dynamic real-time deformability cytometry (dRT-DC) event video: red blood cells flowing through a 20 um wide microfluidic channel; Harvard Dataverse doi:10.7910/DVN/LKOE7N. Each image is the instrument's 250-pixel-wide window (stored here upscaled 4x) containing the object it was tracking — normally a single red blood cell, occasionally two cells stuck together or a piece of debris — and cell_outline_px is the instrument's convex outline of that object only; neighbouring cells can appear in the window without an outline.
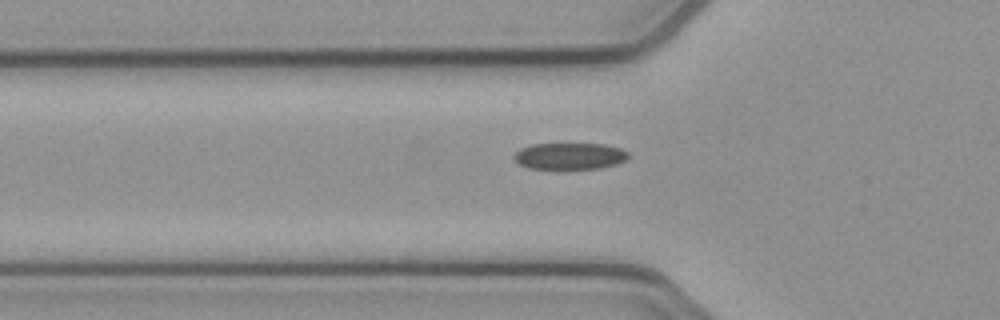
{"species": "common noctule bat (a hibernating species)", "species_latin": "Nyctalus noctula", "temperature_condition": "cold", "stored_images_in_passage": 33, "camera_frame_rate_fps": 3000, "um_per_image_px": 0.085, "animal": {"sex": "female", "body_mass_g": 21.9}, "frame": {"image": 1, "passage_image": 5, "time_ms": 1.333, "image_size_px": [1000, 320], "cell_outline_px": [[628, 156], [624, 160], [616, 164], [600, 168], [564, 172], [556, 172], [528, 168], [520, 164], [512, 156], [520, 148], [532, 144], [604, 144], [620, 148], [628, 152]], "centroid_in_image_um": [48.37, 13.32], "position_along_channel_um": 77.4, "area_um2": 18.61}}
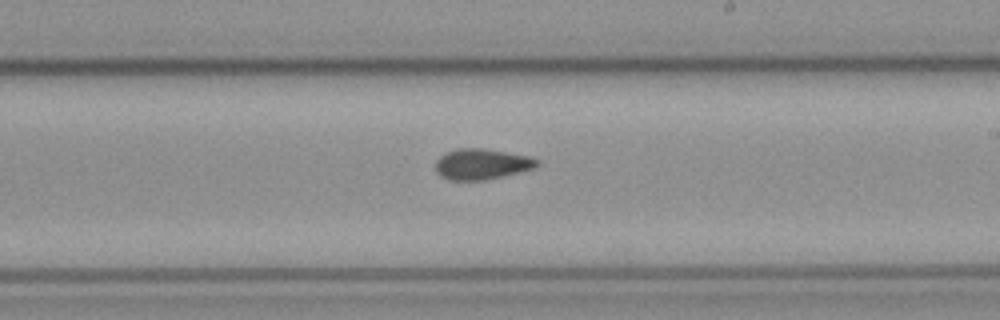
{"frame": {"image": 2, "passage_image": 18, "time_ms": 5.667, "image_size_px": [1000, 320], "cell_outline_px": [[540, 164], [536, 168], [484, 180], [448, 180], [440, 176], [436, 172], [436, 160], [440, 156], [448, 152], [460, 148], [484, 148], [528, 156], [540, 160]], "centroid_in_image_um": [40.96, 13.95], "position_along_channel_um": 248.0, "area_um2": 18.15}}
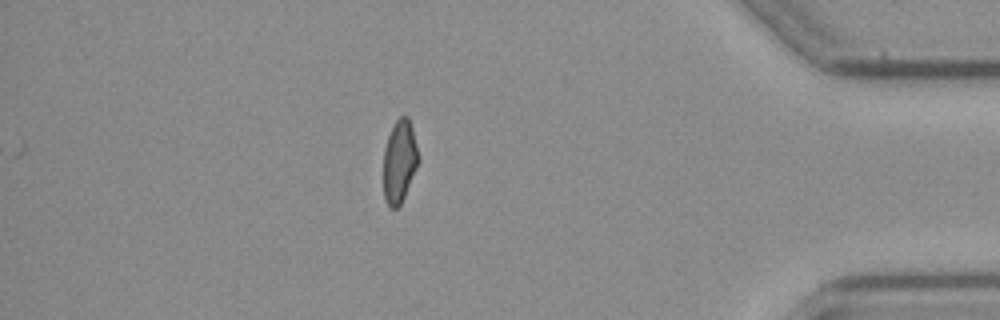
{"frame": {"image": 3, "passage_image": 33, "time_ms": 10.667, "image_size_px": [1000, 320], "cell_outline_px": [[420, 160], [404, 196], [400, 204], [396, 208], [388, 208], [384, 200], [384, 148], [388, 136], [396, 120], [400, 116], [408, 116], [412, 128]], "centroid_in_image_um": [33.95, 13.73], "position_along_channel_um": 401.3, "area_um2": 16.76}, "authors_computed_cell_mechanics": {"area_um2": 18.2648, "velocity_mm_per_s": 3.9033, "shape_relaxation_time_tau1_ms": null, "shape_relaxation_time_tau2_ms": 4.2337, "deformation_change_tau1": null, "deformation_change_tau2": 0.0882}}